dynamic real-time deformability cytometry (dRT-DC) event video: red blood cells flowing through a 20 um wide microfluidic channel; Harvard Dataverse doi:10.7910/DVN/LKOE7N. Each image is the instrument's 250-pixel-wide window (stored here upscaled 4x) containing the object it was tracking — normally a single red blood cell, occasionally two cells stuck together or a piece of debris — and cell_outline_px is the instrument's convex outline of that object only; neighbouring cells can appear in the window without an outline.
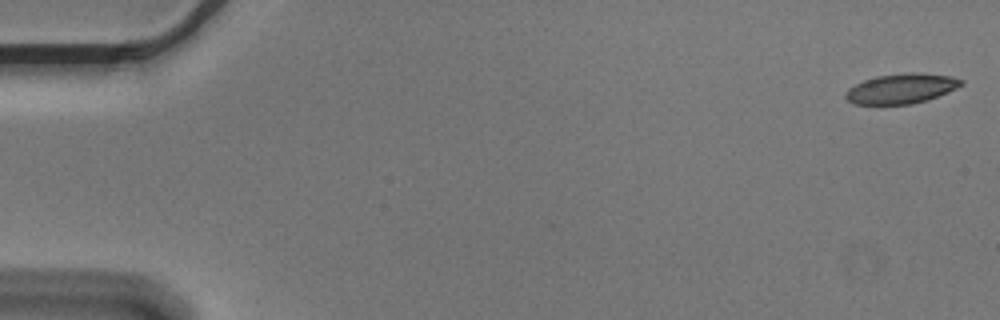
{"species": "Egyptian fruit bat (a non-hibernating species)", "species_latin": "Rousettus aegyptiacus", "temperature_condition": "cold", "stored_images_in_passage": 5, "camera_frame_rate_fps": 3000, "um_per_image_px": 0.085, "animal": {"sex": "male"}, "frame": {"image": 1, "passage_image": 1, "time_ms": 0.0, "image_size_px": [1000, 320], "cell_outline_px": [[964, 84], [948, 92], [928, 100], [912, 104], [856, 104], [848, 100], [844, 96], [848, 88], [864, 80], [876, 76], [908, 72], [920, 72], [952, 76], [964, 80]], "centroid_in_image_um": [76.65, 7.52], "position_along_channel_um": 8.3, "area_um2": 20.29}}
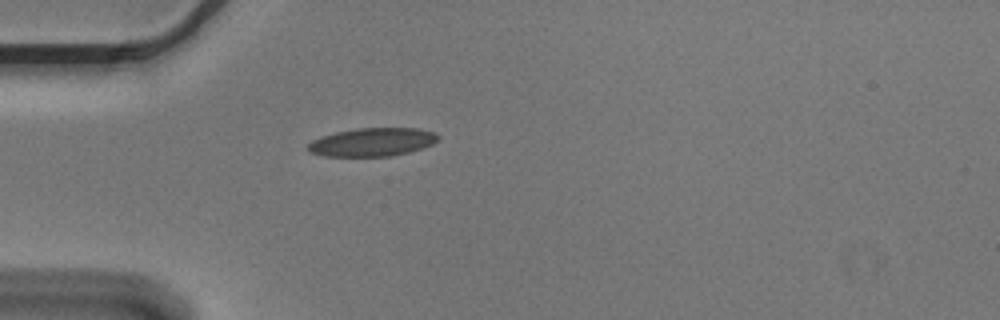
{"frame": {"image": 2, "passage_image": 5, "time_ms": 1.333, "image_size_px": [1000, 320], "cell_outline_px": [[440, 136], [432, 144], [424, 148], [392, 156], [324, 156], [308, 152], [308, 144], [312, 140], [336, 132], [356, 128], [420, 128], [436, 132]], "centroid_in_image_um": [31.68, 12.07], "position_along_channel_um": 53.3, "area_um2": 21.56}}